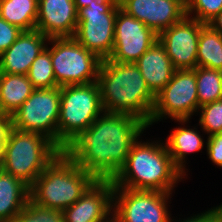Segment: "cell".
Wrapping results in <instances>:
<instances>
[{
  "label": "cell",
  "mask_w": 222,
  "mask_h": 222,
  "mask_svg": "<svg viewBox=\"0 0 222 222\" xmlns=\"http://www.w3.org/2000/svg\"><path fill=\"white\" fill-rule=\"evenodd\" d=\"M146 128L133 115L104 111L64 152L97 181H113Z\"/></svg>",
  "instance_id": "1"
},
{
  "label": "cell",
  "mask_w": 222,
  "mask_h": 222,
  "mask_svg": "<svg viewBox=\"0 0 222 222\" xmlns=\"http://www.w3.org/2000/svg\"><path fill=\"white\" fill-rule=\"evenodd\" d=\"M97 83L104 111L133 115L149 127L156 95L135 63L102 60Z\"/></svg>",
  "instance_id": "2"
},
{
  "label": "cell",
  "mask_w": 222,
  "mask_h": 222,
  "mask_svg": "<svg viewBox=\"0 0 222 222\" xmlns=\"http://www.w3.org/2000/svg\"><path fill=\"white\" fill-rule=\"evenodd\" d=\"M183 173L173 164L166 144L142 142L131 146L125 165L114 178V187L172 193Z\"/></svg>",
  "instance_id": "3"
},
{
  "label": "cell",
  "mask_w": 222,
  "mask_h": 222,
  "mask_svg": "<svg viewBox=\"0 0 222 222\" xmlns=\"http://www.w3.org/2000/svg\"><path fill=\"white\" fill-rule=\"evenodd\" d=\"M96 181L63 151L37 177L29 195L35 204L63 211Z\"/></svg>",
  "instance_id": "4"
},
{
  "label": "cell",
  "mask_w": 222,
  "mask_h": 222,
  "mask_svg": "<svg viewBox=\"0 0 222 222\" xmlns=\"http://www.w3.org/2000/svg\"><path fill=\"white\" fill-rule=\"evenodd\" d=\"M62 152L48 137L12 127L5 144L1 169L30 188L37 177Z\"/></svg>",
  "instance_id": "5"
},
{
  "label": "cell",
  "mask_w": 222,
  "mask_h": 222,
  "mask_svg": "<svg viewBox=\"0 0 222 222\" xmlns=\"http://www.w3.org/2000/svg\"><path fill=\"white\" fill-rule=\"evenodd\" d=\"M103 112L97 82L60 87L58 147L64 151Z\"/></svg>",
  "instance_id": "6"
},
{
  "label": "cell",
  "mask_w": 222,
  "mask_h": 222,
  "mask_svg": "<svg viewBox=\"0 0 222 222\" xmlns=\"http://www.w3.org/2000/svg\"><path fill=\"white\" fill-rule=\"evenodd\" d=\"M57 87L97 82L102 60L74 37L49 38Z\"/></svg>",
  "instance_id": "7"
},
{
  "label": "cell",
  "mask_w": 222,
  "mask_h": 222,
  "mask_svg": "<svg viewBox=\"0 0 222 222\" xmlns=\"http://www.w3.org/2000/svg\"><path fill=\"white\" fill-rule=\"evenodd\" d=\"M118 0H101L78 10L74 38L101 60L109 59L114 45V29Z\"/></svg>",
  "instance_id": "8"
},
{
  "label": "cell",
  "mask_w": 222,
  "mask_h": 222,
  "mask_svg": "<svg viewBox=\"0 0 222 222\" xmlns=\"http://www.w3.org/2000/svg\"><path fill=\"white\" fill-rule=\"evenodd\" d=\"M198 110L196 68L175 70L168 84L156 94L149 126L164 116L185 125Z\"/></svg>",
  "instance_id": "9"
},
{
  "label": "cell",
  "mask_w": 222,
  "mask_h": 222,
  "mask_svg": "<svg viewBox=\"0 0 222 222\" xmlns=\"http://www.w3.org/2000/svg\"><path fill=\"white\" fill-rule=\"evenodd\" d=\"M60 87L34 89L26 101L11 115L12 127L40 133L58 146Z\"/></svg>",
  "instance_id": "10"
},
{
  "label": "cell",
  "mask_w": 222,
  "mask_h": 222,
  "mask_svg": "<svg viewBox=\"0 0 222 222\" xmlns=\"http://www.w3.org/2000/svg\"><path fill=\"white\" fill-rule=\"evenodd\" d=\"M170 194L114 187L112 214L120 222H168Z\"/></svg>",
  "instance_id": "11"
},
{
  "label": "cell",
  "mask_w": 222,
  "mask_h": 222,
  "mask_svg": "<svg viewBox=\"0 0 222 222\" xmlns=\"http://www.w3.org/2000/svg\"><path fill=\"white\" fill-rule=\"evenodd\" d=\"M158 40L151 28L119 9L115 20L114 45L109 60L135 63Z\"/></svg>",
  "instance_id": "12"
},
{
  "label": "cell",
  "mask_w": 222,
  "mask_h": 222,
  "mask_svg": "<svg viewBox=\"0 0 222 222\" xmlns=\"http://www.w3.org/2000/svg\"><path fill=\"white\" fill-rule=\"evenodd\" d=\"M204 25L186 15L158 34V40L164 46L175 70H193L197 67L199 35Z\"/></svg>",
  "instance_id": "13"
},
{
  "label": "cell",
  "mask_w": 222,
  "mask_h": 222,
  "mask_svg": "<svg viewBox=\"0 0 222 222\" xmlns=\"http://www.w3.org/2000/svg\"><path fill=\"white\" fill-rule=\"evenodd\" d=\"M120 9L143 22L156 34L170 28L186 16L181 0H118Z\"/></svg>",
  "instance_id": "14"
},
{
  "label": "cell",
  "mask_w": 222,
  "mask_h": 222,
  "mask_svg": "<svg viewBox=\"0 0 222 222\" xmlns=\"http://www.w3.org/2000/svg\"><path fill=\"white\" fill-rule=\"evenodd\" d=\"M113 181H96L72 206L63 210L65 222H104L113 210Z\"/></svg>",
  "instance_id": "15"
},
{
  "label": "cell",
  "mask_w": 222,
  "mask_h": 222,
  "mask_svg": "<svg viewBox=\"0 0 222 222\" xmlns=\"http://www.w3.org/2000/svg\"><path fill=\"white\" fill-rule=\"evenodd\" d=\"M77 13L74 0H38L36 30L48 38L74 37Z\"/></svg>",
  "instance_id": "16"
},
{
  "label": "cell",
  "mask_w": 222,
  "mask_h": 222,
  "mask_svg": "<svg viewBox=\"0 0 222 222\" xmlns=\"http://www.w3.org/2000/svg\"><path fill=\"white\" fill-rule=\"evenodd\" d=\"M48 40L39 30L22 31L16 41L0 55V72L27 75L32 62L46 48Z\"/></svg>",
  "instance_id": "17"
},
{
  "label": "cell",
  "mask_w": 222,
  "mask_h": 222,
  "mask_svg": "<svg viewBox=\"0 0 222 222\" xmlns=\"http://www.w3.org/2000/svg\"><path fill=\"white\" fill-rule=\"evenodd\" d=\"M135 64L155 95L168 84L175 71L170 57L159 40H156Z\"/></svg>",
  "instance_id": "18"
},
{
  "label": "cell",
  "mask_w": 222,
  "mask_h": 222,
  "mask_svg": "<svg viewBox=\"0 0 222 222\" xmlns=\"http://www.w3.org/2000/svg\"><path fill=\"white\" fill-rule=\"evenodd\" d=\"M29 187L11 174L0 171V222H12L30 198Z\"/></svg>",
  "instance_id": "19"
},
{
  "label": "cell",
  "mask_w": 222,
  "mask_h": 222,
  "mask_svg": "<svg viewBox=\"0 0 222 222\" xmlns=\"http://www.w3.org/2000/svg\"><path fill=\"white\" fill-rule=\"evenodd\" d=\"M34 87L23 74L0 72L1 113L12 115L32 94Z\"/></svg>",
  "instance_id": "20"
},
{
  "label": "cell",
  "mask_w": 222,
  "mask_h": 222,
  "mask_svg": "<svg viewBox=\"0 0 222 222\" xmlns=\"http://www.w3.org/2000/svg\"><path fill=\"white\" fill-rule=\"evenodd\" d=\"M166 146L173 164L183 173L185 172L186 154L198 152L204 147V140L195 129L178 127L172 130L167 137Z\"/></svg>",
  "instance_id": "21"
},
{
  "label": "cell",
  "mask_w": 222,
  "mask_h": 222,
  "mask_svg": "<svg viewBox=\"0 0 222 222\" xmlns=\"http://www.w3.org/2000/svg\"><path fill=\"white\" fill-rule=\"evenodd\" d=\"M38 0H0V17L22 31L36 29Z\"/></svg>",
  "instance_id": "22"
},
{
  "label": "cell",
  "mask_w": 222,
  "mask_h": 222,
  "mask_svg": "<svg viewBox=\"0 0 222 222\" xmlns=\"http://www.w3.org/2000/svg\"><path fill=\"white\" fill-rule=\"evenodd\" d=\"M197 66L222 70V35L208 24L200 31Z\"/></svg>",
  "instance_id": "23"
},
{
  "label": "cell",
  "mask_w": 222,
  "mask_h": 222,
  "mask_svg": "<svg viewBox=\"0 0 222 222\" xmlns=\"http://www.w3.org/2000/svg\"><path fill=\"white\" fill-rule=\"evenodd\" d=\"M198 105L222 99V70L196 67Z\"/></svg>",
  "instance_id": "24"
},
{
  "label": "cell",
  "mask_w": 222,
  "mask_h": 222,
  "mask_svg": "<svg viewBox=\"0 0 222 222\" xmlns=\"http://www.w3.org/2000/svg\"><path fill=\"white\" fill-rule=\"evenodd\" d=\"M27 77L34 89L56 88L57 83L53 72L52 59L48 46L40 52L32 62Z\"/></svg>",
  "instance_id": "25"
},
{
  "label": "cell",
  "mask_w": 222,
  "mask_h": 222,
  "mask_svg": "<svg viewBox=\"0 0 222 222\" xmlns=\"http://www.w3.org/2000/svg\"><path fill=\"white\" fill-rule=\"evenodd\" d=\"M12 222H65L62 210L35 204L30 198Z\"/></svg>",
  "instance_id": "26"
},
{
  "label": "cell",
  "mask_w": 222,
  "mask_h": 222,
  "mask_svg": "<svg viewBox=\"0 0 222 222\" xmlns=\"http://www.w3.org/2000/svg\"><path fill=\"white\" fill-rule=\"evenodd\" d=\"M199 125L209 136L222 133V99L199 107Z\"/></svg>",
  "instance_id": "27"
},
{
  "label": "cell",
  "mask_w": 222,
  "mask_h": 222,
  "mask_svg": "<svg viewBox=\"0 0 222 222\" xmlns=\"http://www.w3.org/2000/svg\"><path fill=\"white\" fill-rule=\"evenodd\" d=\"M221 10L222 0H188L186 3V15L204 24L212 20Z\"/></svg>",
  "instance_id": "28"
},
{
  "label": "cell",
  "mask_w": 222,
  "mask_h": 222,
  "mask_svg": "<svg viewBox=\"0 0 222 222\" xmlns=\"http://www.w3.org/2000/svg\"><path fill=\"white\" fill-rule=\"evenodd\" d=\"M22 33L17 26L11 25L0 17V55L6 51Z\"/></svg>",
  "instance_id": "29"
},
{
  "label": "cell",
  "mask_w": 222,
  "mask_h": 222,
  "mask_svg": "<svg viewBox=\"0 0 222 222\" xmlns=\"http://www.w3.org/2000/svg\"><path fill=\"white\" fill-rule=\"evenodd\" d=\"M206 141L209 159L217 166L222 167V133L208 136Z\"/></svg>",
  "instance_id": "30"
},
{
  "label": "cell",
  "mask_w": 222,
  "mask_h": 222,
  "mask_svg": "<svg viewBox=\"0 0 222 222\" xmlns=\"http://www.w3.org/2000/svg\"><path fill=\"white\" fill-rule=\"evenodd\" d=\"M170 218L168 222H172ZM178 222H222V204Z\"/></svg>",
  "instance_id": "31"
},
{
  "label": "cell",
  "mask_w": 222,
  "mask_h": 222,
  "mask_svg": "<svg viewBox=\"0 0 222 222\" xmlns=\"http://www.w3.org/2000/svg\"><path fill=\"white\" fill-rule=\"evenodd\" d=\"M11 128H12V116L0 113V141H7V137Z\"/></svg>",
  "instance_id": "32"
},
{
  "label": "cell",
  "mask_w": 222,
  "mask_h": 222,
  "mask_svg": "<svg viewBox=\"0 0 222 222\" xmlns=\"http://www.w3.org/2000/svg\"><path fill=\"white\" fill-rule=\"evenodd\" d=\"M207 24L222 35V10Z\"/></svg>",
  "instance_id": "33"
},
{
  "label": "cell",
  "mask_w": 222,
  "mask_h": 222,
  "mask_svg": "<svg viewBox=\"0 0 222 222\" xmlns=\"http://www.w3.org/2000/svg\"><path fill=\"white\" fill-rule=\"evenodd\" d=\"M101 0H74L76 10H80L82 8L88 7L93 3H99Z\"/></svg>",
  "instance_id": "34"
},
{
  "label": "cell",
  "mask_w": 222,
  "mask_h": 222,
  "mask_svg": "<svg viewBox=\"0 0 222 222\" xmlns=\"http://www.w3.org/2000/svg\"><path fill=\"white\" fill-rule=\"evenodd\" d=\"M5 144L6 141H0V168L2 167L4 162Z\"/></svg>",
  "instance_id": "35"
},
{
  "label": "cell",
  "mask_w": 222,
  "mask_h": 222,
  "mask_svg": "<svg viewBox=\"0 0 222 222\" xmlns=\"http://www.w3.org/2000/svg\"><path fill=\"white\" fill-rule=\"evenodd\" d=\"M104 222H120V221L112 214L111 218L108 217Z\"/></svg>",
  "instance_id": "36"
},
{
  "label": "cell",
  "mask_w": 222,
  "mask_h": 222,
  "mask_svg": "<svg viewBox=\"0 0 222 222\" xmlns=\"http://www.w3.org/2000/svg\"><path fill=\"white\" fill-rule=\"evenodd\" d=\"M182 2H184L185 4L188 2V0H181Z\"/></svg>",
  "instance_id": "37"
}]
</instances>
